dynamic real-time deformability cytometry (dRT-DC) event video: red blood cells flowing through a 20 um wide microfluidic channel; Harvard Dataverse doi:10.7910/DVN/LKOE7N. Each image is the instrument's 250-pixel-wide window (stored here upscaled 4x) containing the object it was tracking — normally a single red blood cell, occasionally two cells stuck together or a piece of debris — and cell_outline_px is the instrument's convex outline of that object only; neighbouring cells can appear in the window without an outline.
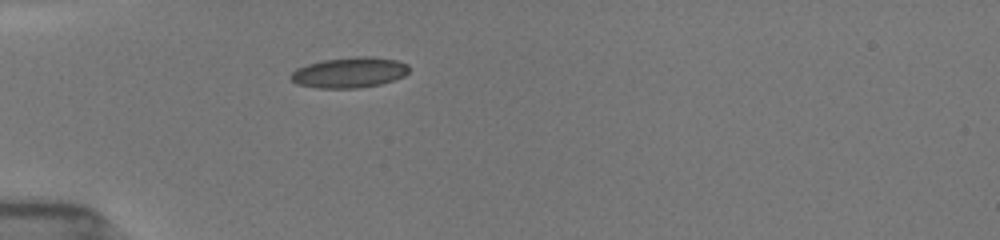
{"species": "common noctule bat (a hibernating species)", "species_latin": "Nyctalus noctula", "temperature_condition": "room temperature", "stored_images_in_passage": 16, "camera_frame_rate_fps": 3000, "um_per_image_px": 0.085, "animal": {"sex": "female", "body_mass_g": 19.5, "forearm_length_mm": 54.1}, "frame": {"image": 1, "passage_image": 1, "time_ms": 0.0, "image_size_px": [1000, 240], "cell_outline_px": [[408, 72], [404, 76], [380, 84], [360, 88], [316, 88], [296, 84], [288, 76], [296, 68], [308, 64], [324, 60], [364, 56], [368, 56], [396, 60], [408, 64]], "centroid_in_image_um": [29.67, 6.17], "position_along_channel_um": 55.3, "area_um2": 20.92}}
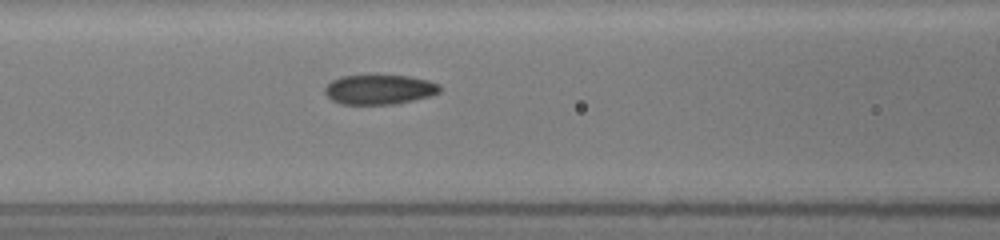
{"frame": {"image": 2, "passage_image": 6, "time_ms": 2.333, "image_size_px": [1000, 240], "cell_outline_px": [[440, 92], [428, 96], [412, 100], [392, 104], [340, 104], [332, 100], [324, 92], [324, 88], [332, 80], [340, 76], [408, 76], [440, 84]], "centroid_in_image_um": [32.2, 7.61], "position_along_channel_um": 134.4, "area_um2": 19.54}}
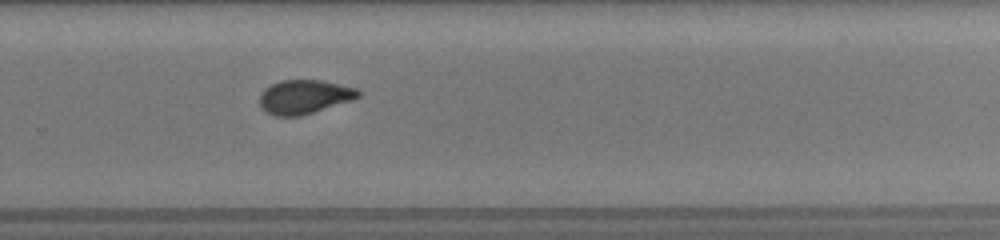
{"frame": {"image": 3, "passage_image": 15, "time_ms": 6.667, "image_size_px": [1000, 240], "cell_outline_px": [[360, 96], [352, 100], [300, 116], [276, 116], [264, 112], [260, 108], [260, 96], [272, 84], [280, 80], [320, 80], [356, 88], [360, 92]], "centroid_in_image_um": [25.85, 8.24], "position_along_channel_um": 303.9, "area_um2": 19.31}}